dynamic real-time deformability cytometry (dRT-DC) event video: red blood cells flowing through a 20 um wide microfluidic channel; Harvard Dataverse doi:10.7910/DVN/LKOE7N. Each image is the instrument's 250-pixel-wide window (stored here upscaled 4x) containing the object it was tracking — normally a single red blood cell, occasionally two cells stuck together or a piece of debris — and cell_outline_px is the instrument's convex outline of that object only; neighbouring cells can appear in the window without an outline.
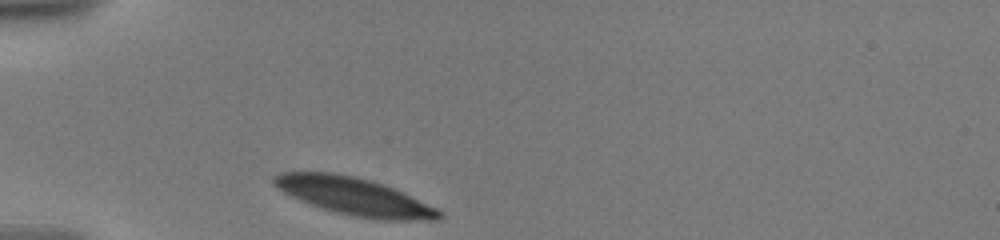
{"species": "human", "species_latin": "Homo sapiens", "temperature_condition": "warm", "stored_images_in_passage": 9, "camera_frame_rate_fps": 3000, "um_per_image_px": 0.085, "donor": {"sex": "male"}, "frame": {"image": 1, "passage_image": 1, "time_ms": 0.0, "image_size_px": [1000, 240], "cell_outline_px": [[444, 216], [440, 220], [380, 220], [352, 216], [336, 212], [312, 204], [292, 196], [284, 192], [272, 184], [272, 176], [280, 172], [336, 172], [356, 176], [372, 180], [384, 184], [436, 208]], "centroid_in_image_um": [30.1, 16.68], "position_along_channel_um": 54.9, "area_um2": 35.95}}
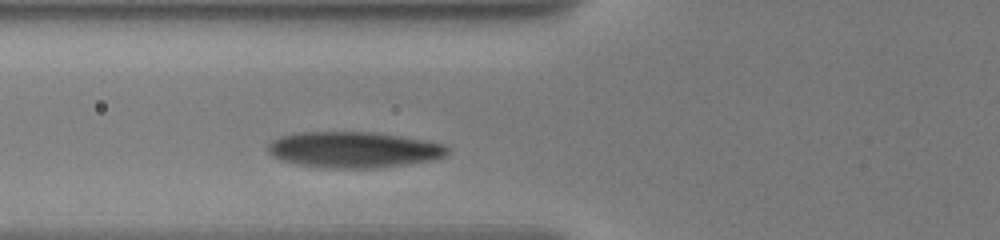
{"frame": {"image": 2, "passage_image": 9, "time_ms": 1.667, "image_size_px": [1000, 240], "cell_outline_px": [[448, 152], [444, 156], [428, 160], [404, 164], [376, 168], [328, 168], [296, 164], [280, 160], [272, 156], [268, 152], [268, 144], [272, 140], [280, 136], [300, 132], [372, 132], [400, 136], [424, 140], [444, 144], [448, 148]], "centroid_in_image_um": [30.0, 12.72], "position_along_channel_um": 95.8, "area_um2": 37.45}}